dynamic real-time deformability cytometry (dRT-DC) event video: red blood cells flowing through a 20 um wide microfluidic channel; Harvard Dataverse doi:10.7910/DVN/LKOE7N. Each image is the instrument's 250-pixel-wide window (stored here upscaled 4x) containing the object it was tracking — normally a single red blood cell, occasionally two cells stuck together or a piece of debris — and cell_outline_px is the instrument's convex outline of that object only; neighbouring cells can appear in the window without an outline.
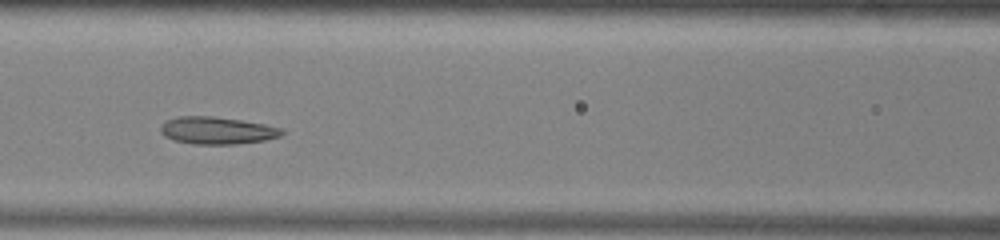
{"species": "common noctule bat (a hibernating species)", "species_latin": "Nyctalus noctula", "temperature_condition": "warm", "stored_images_in_passage": 34, "camera_frame_rate_fps": 3000, "um_per_image_px": 0.085, "animal": {"sex": "male", "body_mass_g": 13.0, "forearm_length_mm": 53.1}, "frame": {"image": 1, "passage_image": 9, "time_ms": 2.667, "image_size_px": [1000, 240], "cell_outline_px": [[284, 132], [280, 136], [264, 140], [236, 144], [192, 144], [176, 140], [164, 136], [160, 132], [160, 124], [176, 116], [212, 116], [240, 120], [264, 124], [280, 128]], "centroid_in_image_um": [18.41, 11.09], "position_along_channel_um": 148.2, "area_um2": 19.19}}
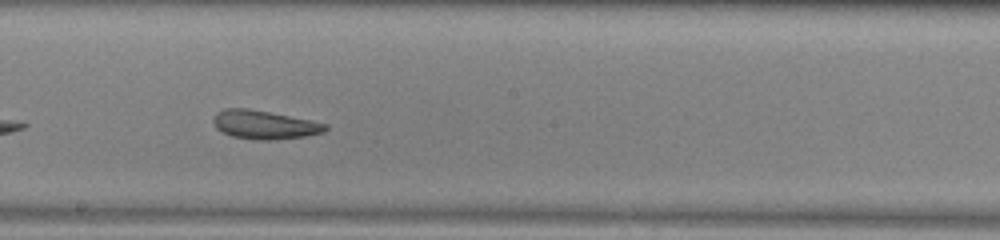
{"frame": {"image": 2, "passage_image": 15, "time_ms": 4.667, "image_size_px": [1000, 240], "cell_outline_px": [[328, 128], [324, 132], [308, 136], [276, 140], [256, 140], [232, 136], [216, 128], [212, 120], [212, 116], [216, 112], [224, 108], [248, 108], [312, 120], [328, 124]], "centroid_in_image_um": [22.48, 10.6], "position_along_channel_um": 225.7, "area_um2": 18.96}}
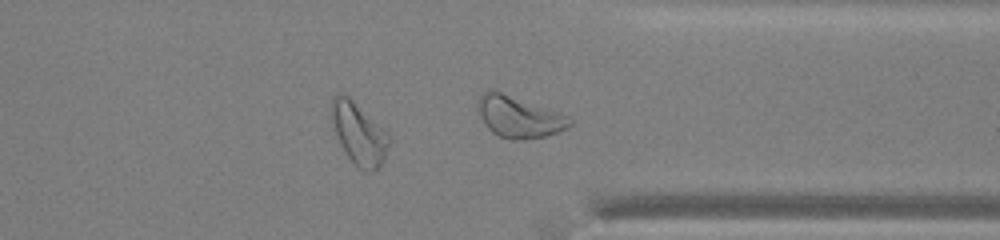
{"frame": {"image": 3, "passage_image": 26, "time_ms": 8.333, "image_size_px": [1000, 240], "cell_outline_px": [[392, 140], [384, 160], [372, 172], [368, 172], [360, 168], [348, 156], [340, 144], [332, 128], [332, 96], [336, 92], [344, 92], [388, 132]], "centroid_in_image_um": [30.51, 11.32], "position_along_channel_um": 380.9, "area_um2": 20.87}, "authors_computed_cell_mechanics": {"area_um2": 19.3052, "velocity_mm_per_s": 3.8953, "shape_relaxation_time_tau1_ms": 8.0491, "shape_relaxation_time_tau2_ms": 2.9889, "deformation_change_tau1": 0.1484, "deformation_change_tau2": 0.1174}}